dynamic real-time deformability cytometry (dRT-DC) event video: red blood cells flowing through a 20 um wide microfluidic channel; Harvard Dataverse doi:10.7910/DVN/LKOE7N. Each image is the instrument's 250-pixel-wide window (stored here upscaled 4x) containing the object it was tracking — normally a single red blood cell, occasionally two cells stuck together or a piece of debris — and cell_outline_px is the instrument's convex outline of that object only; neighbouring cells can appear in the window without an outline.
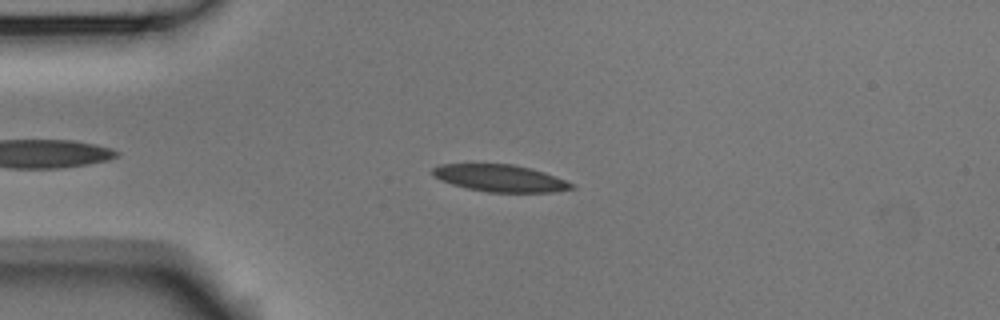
{"species": "Egyptian fruit bat (a non-hibernating species)", "species_latin": "Rousettus aegyptiacus", "temperature_condition": "room temperature", "stored_images_in_passage": 42, "camera_frame_rate_fps": 3000, "um_per_image_px": 0.085, "animal": {"sex": "male"}, "frame": {"image": 1, "passage_image": 1, "time_ms": 0.0, "image_size_px": [1000, 320], "cell_outline_px": [[576, 188], [556, 192], [488, 192], [468, 188], [452, 184], [440, 180], [432, 176], [432, 168], [440, 164], [512, 164], [544, 172], [564, 180], [572, 184]], "centroid_in_image_um": [42.48, 15.15], "position_along_channel_um": 42.5, "area_um2": 21.73}}
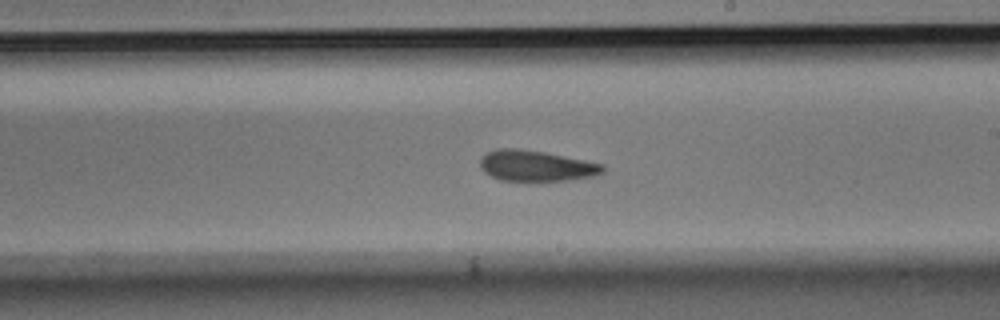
{"frame": {"image": 2, "passage_image": 19, "time_ms": 6.0, "image_size_px": [1000, 320], "cell_outline_px": [[604, 172], [592, 176], [572, 180], [500, 180], [484, 172], [480, 168], [480, 160], [488, 152], [496, 148], [516, 148], [544, 152], [604, 164]], "centroid_in_image_um": [45.57, 14.09], "position_along_channel_um": 243.4, "area_um2": 21.79}}
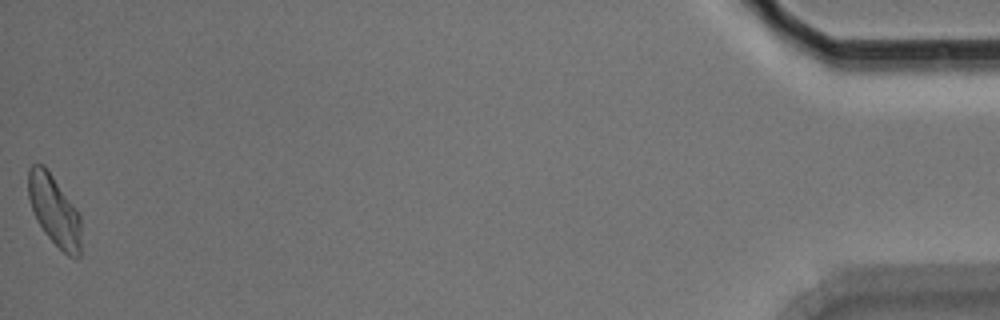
{"frame": {"image": 3, "passage_image": 42, "time_ms": 13.667, "image_size_px": [1000, 320], "cell_outline_px": [[80, 256], [68, 256], [44, 232], [36, 220], [28, 196], [28, 168], [32, 164], [44, 164], [76, 208], [80, 216]], "centroid_in_image_um": [4.6, 17.85], "position_along_channel_um": 430.6, "area_um2": 21.44}, "authors_computed_cell_mechanics": {"area_um2": 22.2241, "velocity_mm_per_s": 3.7075, "shape_relaxation_time_tau1_ms": 5.3665, "shape_relaxation_time_tau2_ms": 3.0102, "deformation_change_tau1": 0.1165, "deformation_change_tau2": 0.0842}}